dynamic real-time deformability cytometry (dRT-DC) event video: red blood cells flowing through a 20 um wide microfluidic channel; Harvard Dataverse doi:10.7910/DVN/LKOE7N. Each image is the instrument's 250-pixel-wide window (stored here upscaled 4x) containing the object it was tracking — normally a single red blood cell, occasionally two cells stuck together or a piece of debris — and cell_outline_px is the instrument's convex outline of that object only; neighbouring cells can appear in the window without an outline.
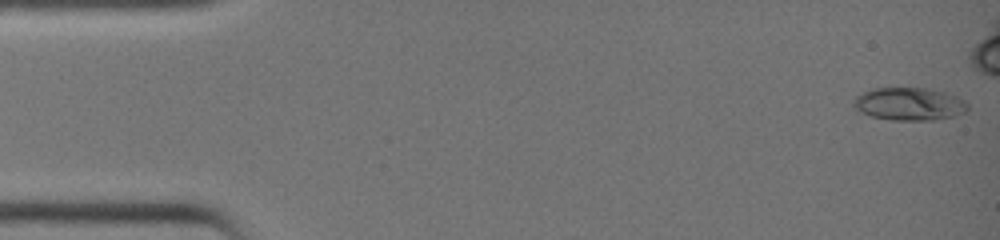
{"species": "common noctule bat (a hibernating species)", "species_latin": "Nyctalus noctula", "temperature_condition": "warm", "stored_images_in_passage": 37, "camera_frame_rate_fps": 3000, "um_per_image_px": 0.085, "animal": {"sex": "female", "body_mass_g": 19.0, "forearm_length_mm": 51.5}, "frame": {"image": 1, "passage_image": 1, "time_ms": 0.0, "image_size_px": [1000, 240], "cell_outline_px": [[968, 108], [964, 112], [952, 116], [932, 120], [892, 120], [872, 116], [852, 108], [852, 100], [856, 96], [872, 88], [928, 88], [944, 92], [956, 96], [964, 100], [968, 104]], "centroid_in_image_um": [77.25, 8.83], "position_along_channel_um": 7.8, "area_um2": 21.79}}
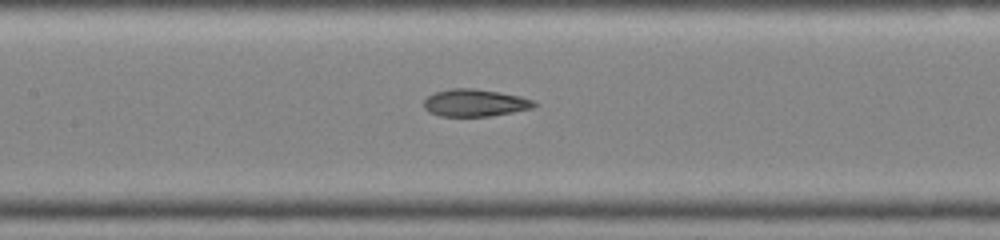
{"frame": {"image": 2, "passage_image": 19, "time_ms": 6.0, "image_size_px": [1000, 240], "cell_outline_px": [[536, 104], [532, 108], [492, 116], [440, 116], [428, 112], [424, 108], [424, 100], [428, 96], [436, 92], [452, 88], [472, 88], [520, 96], [536, 100]], "centroid_in_image_um": [40.36, 8.75], "position_along_channel_um": 167.0, "area_um2": 17.46}}
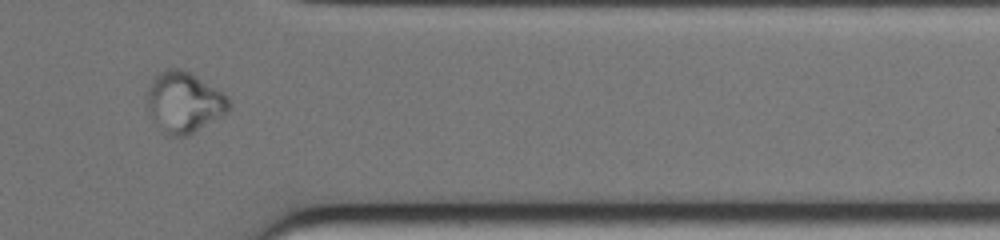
{"frame": {"image": 3, "passage_image": 33, "time_ms": 10.667, "image_size_px": [1000, 240], "cell_outline_px": [[232, 104], [228, 112], [188, 136], [172, 136], [148, 112], [148, 88], [152, 76], [168, 68], [180, 68], [188, 72], [224, 92], [228, 96]], "centroid_in_image_um": [15.69, 8.66], "position_along_channel_um": 395.7, "area_um2": 28.61}}